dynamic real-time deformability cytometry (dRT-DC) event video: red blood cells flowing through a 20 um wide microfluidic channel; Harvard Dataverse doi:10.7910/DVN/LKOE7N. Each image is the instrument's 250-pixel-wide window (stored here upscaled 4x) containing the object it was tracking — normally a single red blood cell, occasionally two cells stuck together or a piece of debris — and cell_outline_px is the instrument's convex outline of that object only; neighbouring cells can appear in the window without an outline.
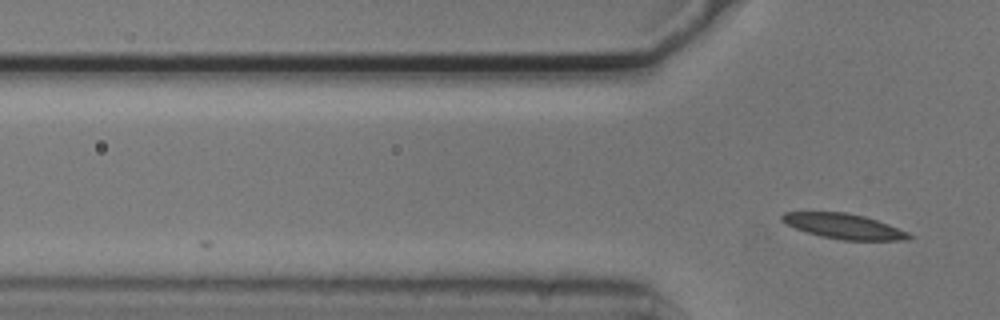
{"species": "common noctule bat (a hibernating species)", "species_latin": "Nyctalus noctula", "temperature_condition": "cold", "stored_images_in_passage": 2, "camera_frame_rate_fps": 3000, "um_per_image_px": 0.085, "animal": {"sex": "male", "body_mass_g": 20.5, "forearm_length_mm": 52.5}, "frame": {"image": 1, "passage_image": 2, "time_ms": 0.333, "image_size_px": [1000, 320], "cell_outline_px": [[916, 236], [912, 240], [840, 240], [820, 236], [784, 224], [780, 220], [780, 216], [784, 212], [844, 212], [864, 216], [888, 224], [908, 232]], "centroid_in_image_um": [71.74, 19.24], "position_along_channel_um": 54.1, "area_um2": 18.73}}